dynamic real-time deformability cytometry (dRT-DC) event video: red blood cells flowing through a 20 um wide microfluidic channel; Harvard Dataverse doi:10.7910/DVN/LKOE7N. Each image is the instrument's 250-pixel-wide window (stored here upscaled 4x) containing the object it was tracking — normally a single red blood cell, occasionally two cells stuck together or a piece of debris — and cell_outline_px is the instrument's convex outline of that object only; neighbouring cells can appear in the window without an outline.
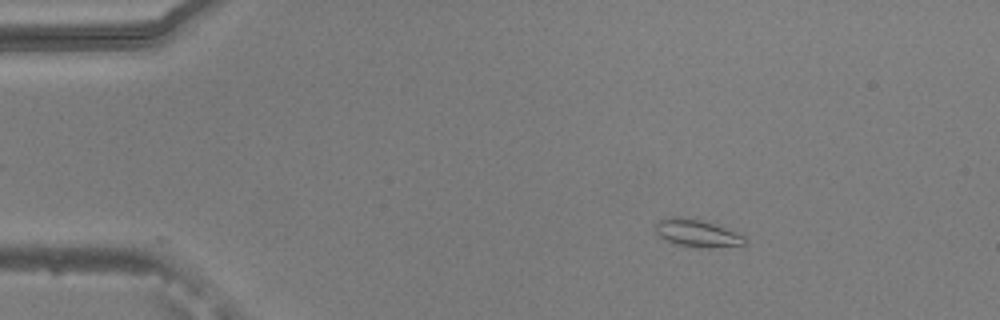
{"species": "common noctule bat (a hibernating species)", "species_latin": "Nyctalus noctula", "temperature_condition": "warm", "stored_images_in_passage": 54, "camera_frame_rate_fps": 3000, "um_per_image_px": 0.085, "animal": {"sex": "male", "body_mass_g": 20.5, "forearm_length_mm": 52.5}, "frame": {"image": 1, "passage_image": 9, "time_ms": 2.667, "image_size_px": [1000, 320], "cell_outline_px": [[748, 244], [700, 248], [676, 244], [660, 236], [656, 232], [656, 224], [660, 220], [672, 216], [680, 216], [700, 220], [748, 236]], "centroid_in_image_um": [59.3, 19.82], "position_along_channel_um": 25.7, "area_um2": 14.1}}
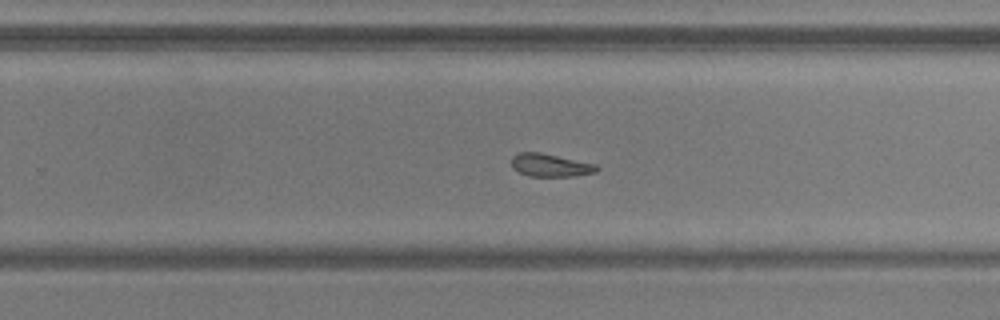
{"frame": {"image": 2, "passage_image": 35, "time_ms": 11.333, "image_size_px": [1000, 320], "cell_outline_px": [[600, 168], [596, 172], [576, 176], [528, 176], [512, 168], [512, 156], [520, 152], [540, 152], [596, 164]], "centroid_in_image_um": [46.79, 14.04], "position_along_channel_um": 283.0, "area_um2": 11.39}}
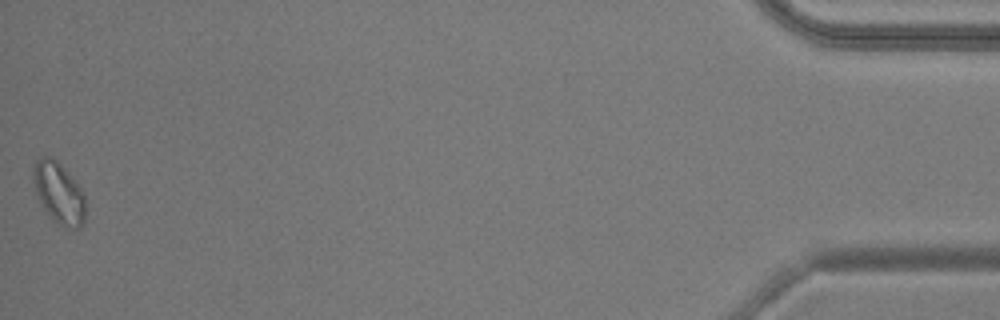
{"frame": {"image": 3, "passage_image": 54, "time_ms": 17.667, "image_size_px": [1000, 320], "cell_outline_px": [[84, 220], [80, 228], [72, 228], [60, 224], [44, 208], [36, 192], [32, 180], [32, 172], [36, 160], [44, 156], [52, 156], [64, 168], [80, 188], [84, 196]], "centroid_in_image_um": [4.98, 16.35], "position_along_channel_um": 430.2, "area_um2": 18.03}, "authors_computed_cell_mechanics": {"area_um2": 13.1206, "velocity_mm_per_s": 3.7956, "shape_relaxation_time_tau1_ms": null, "shape_relaxation_time_tau2_ms": 5.0578, "deformation_change_tau1": null, "deformation_change_tau2": 0.1283}}